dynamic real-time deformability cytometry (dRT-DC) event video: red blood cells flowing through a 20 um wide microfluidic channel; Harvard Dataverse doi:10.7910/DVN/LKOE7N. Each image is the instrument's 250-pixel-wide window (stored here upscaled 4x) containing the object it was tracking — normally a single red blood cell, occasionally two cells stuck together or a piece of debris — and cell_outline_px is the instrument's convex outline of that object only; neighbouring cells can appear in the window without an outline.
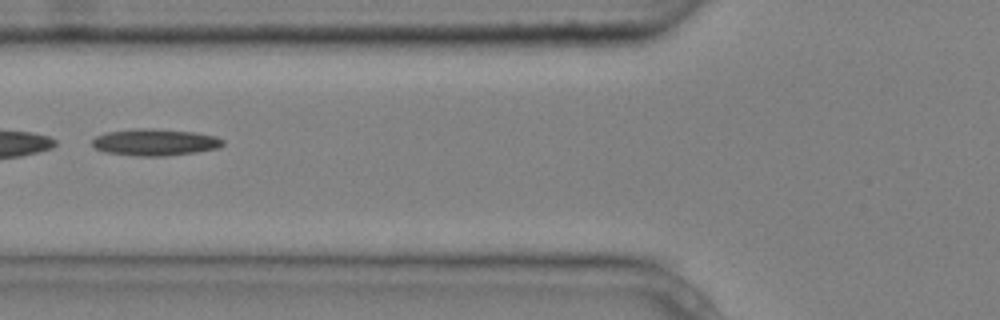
{"species": "common noctule bat (a hibernating species)", "species_latin": "Nyctalus noctula", "temperature_condition": "cold", "stored_images_in_passage": 7, "camera_frame_rate_fps": 3000, "um_per_image_px": 0.085, "animal": {"sex": "male", "body_mass_g": 20.4}, "frame": {"image": 1, "passage_image": 5, "time_ms": 1.333, "image_size_px": [1000, 320], "cell_outline_px": [[224, 144], [220, 148], [196, 152], [164, 156], [136, 156], [104, 152], [96, 148], [92, 144], [92, 140], [96, 136], [108, 132], [140, 128], [152, 128], [196, 132], [216, 136], [224, 140]], "centroid_in_image_um": [13.21, 12.09], "position_along_channel_um": 112.6, "area_um2": 20.46}}